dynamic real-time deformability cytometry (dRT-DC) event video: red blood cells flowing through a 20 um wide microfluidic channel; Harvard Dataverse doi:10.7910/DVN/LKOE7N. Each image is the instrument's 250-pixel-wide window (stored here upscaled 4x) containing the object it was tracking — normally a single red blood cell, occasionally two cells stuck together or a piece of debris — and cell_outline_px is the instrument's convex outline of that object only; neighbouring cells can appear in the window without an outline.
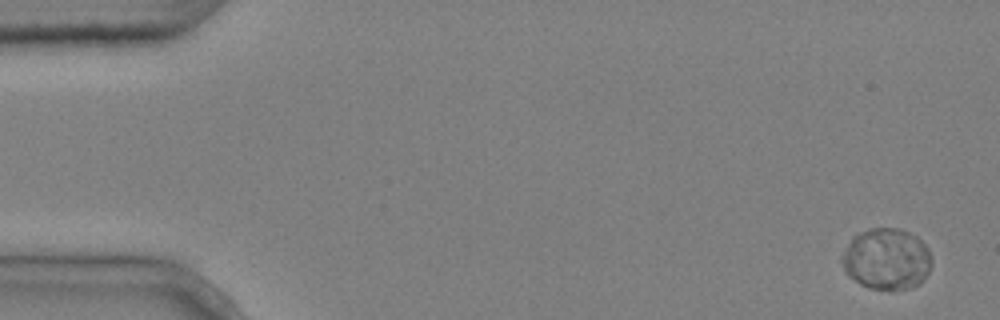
{"species": "common noctule bat (a hibernating species)", "species_latin": "Nyctalus noctula", "temperature_condition": "cold", "stored_images_in_passage": 5, "camera_frame_rate_fps": 3000, "um_per_image_px": 0.085, "animal": {"sex": "male", "body_mass_g": 20.4}, "frame": {"image": 1, "passage_image": 1, "time_ms": 0.0, "image_size_px": [1000, 320], "cell_outline_px": [[932, 264], [928, 272], [920, 284], [908, 288], [868, 288], [860, 284], [848, 276], [844, 272], [840, 260], [844, 248], [852, 236], [868, 228], [900, 228], [916, 236], [928, 248], [932, 260]], "centroid_in_image_um": [75.32, 21.99], "position_along_channel_um": 9.7, "area_um2": 32.25}}